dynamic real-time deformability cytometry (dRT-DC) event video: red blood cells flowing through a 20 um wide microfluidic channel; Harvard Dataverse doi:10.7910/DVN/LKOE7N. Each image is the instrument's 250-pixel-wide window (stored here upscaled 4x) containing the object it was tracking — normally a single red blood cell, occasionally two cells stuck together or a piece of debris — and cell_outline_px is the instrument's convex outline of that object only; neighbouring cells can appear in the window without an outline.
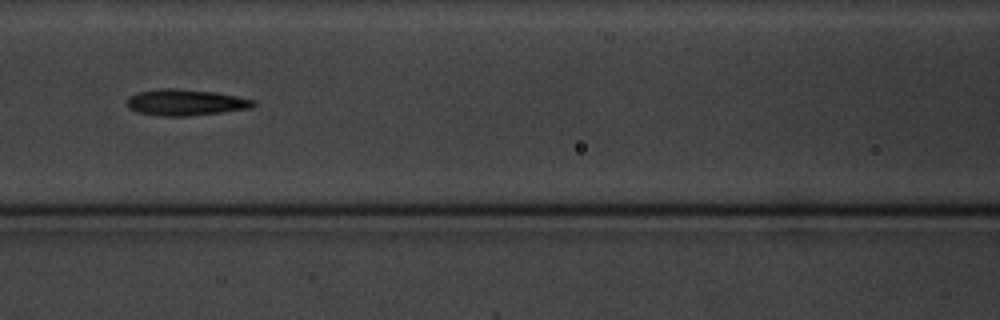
{"species": "common noctule bat (a hibernating species)", "species_latin": "Nyctalus noctula", "temperature_condition": "cold", "stored_images_in_passage": 14, "camera_frame_rate_fps": 3000, "um_per_image_px": 0.085, "animal": {"sex": "male", "body_mass_g": 20.1, "forearm_length_mm": 53.5}, "frame": {"image": 1, "passage_image": 7, "time_ms": 7.0, "image_size_px": [1000, 320], "cell_outline_px": [[256, 104], [252, 108], [188, 116], [164, 116], [136, 112], [128, 108], [128, 96], [136, 92], [160, 88], [180, 88], [216, 92], [236, 96], [252, 100]], "centroid_in_image_um": [15.73, 8.69], "position_along_channel_um": 150.9, "area_um2": 19.36}}
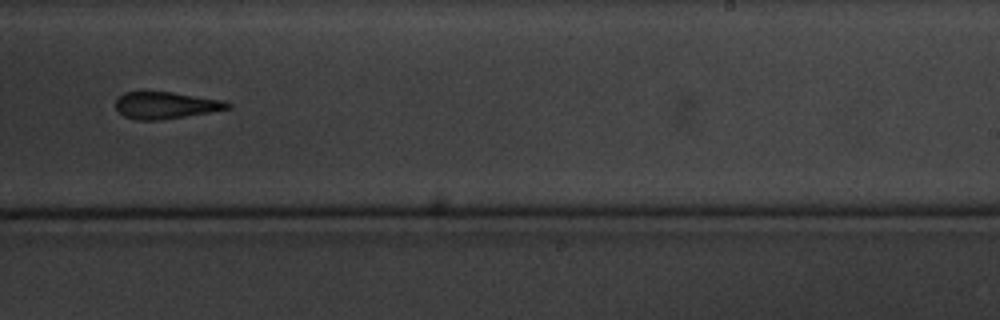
{"frame": {"image": 2, "passage_image": 10, "time_ms": 10.667, "image_size_px": [1000, 320], "cell_outline_px": [[232, 108], [160, 120], [136, 120], [124, 116], [116, 108], [116, 100], [124, 92], [172, 92], [224, 100], [232, 104]], "centroid_in_image_um": [14.1, 8.95], "position_along_channel_um": 274.9, "area_um2": 17.4}}
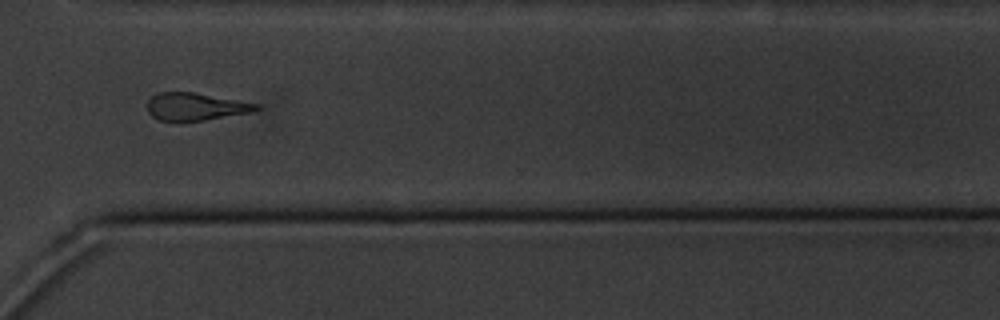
{"frame": {"image": 3, "passage_image": 12, "time_ms": 13.0, "image_size_px": [1000, 320], "cell_outline_px": [[260, 108], [252, 112], [184, 124], [176, 124], [160, 120], [152, 116], [148, 112], [148, 100], [152, 96], [160, 92], [192, 92], [256, 104]], "centroid_in_image_um": [16.54, 9.12], "position_along_channel_um": 354.1, "area_um2": 17.8}}